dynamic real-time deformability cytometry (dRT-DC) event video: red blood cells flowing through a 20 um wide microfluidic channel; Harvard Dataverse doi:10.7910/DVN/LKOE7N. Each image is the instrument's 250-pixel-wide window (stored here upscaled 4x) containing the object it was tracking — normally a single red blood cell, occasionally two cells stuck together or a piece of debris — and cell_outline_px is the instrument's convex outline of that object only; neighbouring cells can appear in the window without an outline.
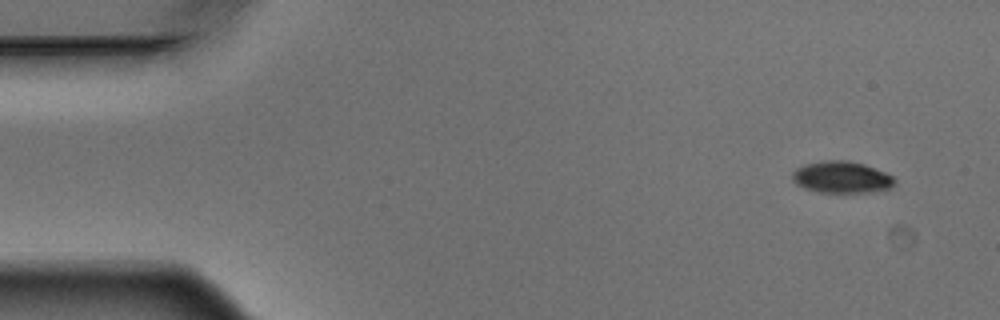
{"species": "Egyptian fruit bat (a non-hibernating species)", "species_latin": "Rousettus aegyptiacus", "temperature_condition": "warm", "stored_images_in_passage": 5, "camera_frame_rate_fps": 3000, "um_per_image_px": 0.085, "animal": {"sex": "male"}, "frame": {"image": 1, "passage_image": 1, "time_ms": 0.0, "image_size_px": [1000, 320], "cell_outline_px": [[896, 184], [892, 188], [868, 192], [820, 192], [804, 188], [796, 184], [792, 180], [792, 172], [796, 168], [804, 164], [820, 160], [848, 160], [864, 164], [884, 172], [892, 176], [896, 180]], "centroid_in_image_um": [71.52, 15.05], "position_along_channel_um": 13.5, "area_um2": 19.07}}
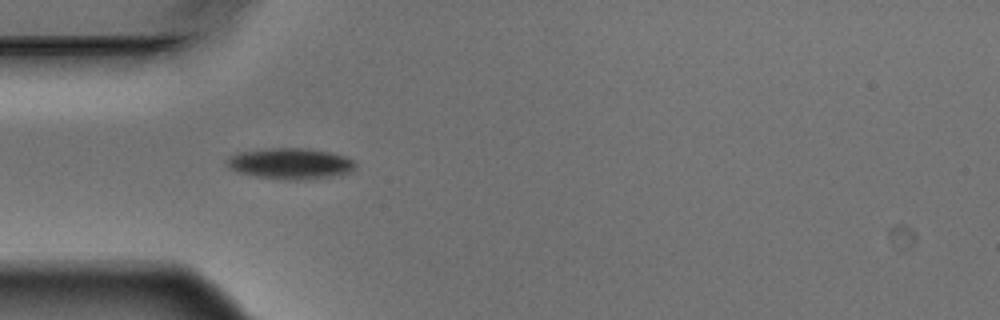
{"frame": {"image": 2, "passage_image": 4, "time_ms": 1.0, "image_size_px": [1000, 320], "cell_outline_px": [[356, 168], [352, 172], [328, 176], [300, 180], [292, 180], [256, 176], [240, 172], [228, 168], [224, 160], [228, 156], [236, 152], [264, 148], [308, 148], [328, 152], [344, 156], [352, 160], [356, 164]], "centroid_in_image_um": [24.62, 13.88], "position_along_channel_um": 60.4, "area_um2": 23.24}}
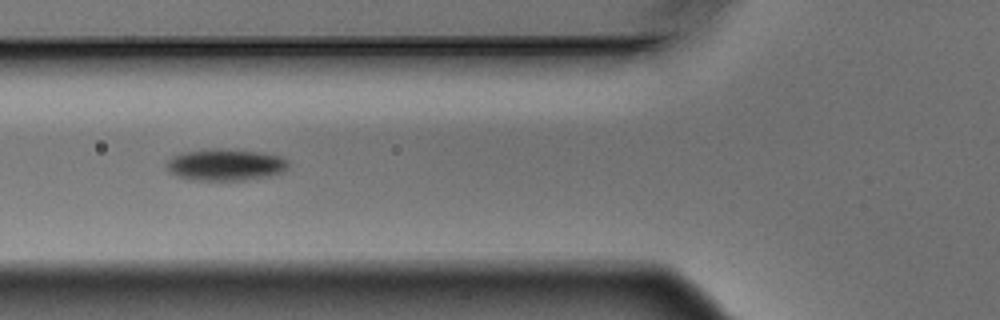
{"frame": {"image": 3, "passage_image": 5, "time_ms": 1.333, "image_size_px": [1000, 320], "cell_outline_px": [[288, 168], [284, 172], [272, 176], [248, 180], [188, 180], [176, 176], [168, 172], [164, 164], [172, 156], [184, 152], [212, 148], [220, 148], [264, 152], [280, 156], [288, 160]], "centroid_in_image_um": [19.17, 14.01], "position_along_channel_um": 106.6, "area_um2": 23.12}}